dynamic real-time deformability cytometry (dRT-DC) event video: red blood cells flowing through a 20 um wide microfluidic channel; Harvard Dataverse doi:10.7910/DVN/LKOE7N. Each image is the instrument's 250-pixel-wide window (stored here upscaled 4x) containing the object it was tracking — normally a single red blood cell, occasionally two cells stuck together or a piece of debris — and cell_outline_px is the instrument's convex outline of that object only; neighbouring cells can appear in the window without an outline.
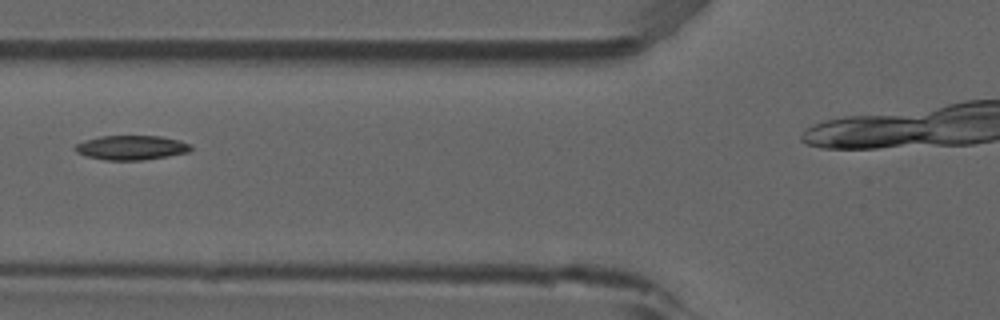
{"species": "common noctule bat (a hibernating species)", "species_latin": "Nyctalus noctula", "temperature_condition": "room temperature", "stored_images_in_passage": 3, "segment_of_instrument_passage": [1, 2], "camera_frame_rate_fps": 3000, "um_per_image_px": 0.085, "animal": {"sex": "male", "forearm_length_mm": 52.5}, "frame": {"image": 1, "passage_image": 2, "time_ms": 0.333, "image_size_px": [1000, 320], "cell_outline_px": [[192, 148], [188, 152], [168, 156], [140, 160], [104, 160], [84, 156], [76, 152], [72, 148], [76, 144], [100, 136], [160, 136], [180, 140], [192, 144]], "centroid_in_image_um": [11.16, 12.55], "position_along_channel_um": 114.6, "area_um2": 16.53}}